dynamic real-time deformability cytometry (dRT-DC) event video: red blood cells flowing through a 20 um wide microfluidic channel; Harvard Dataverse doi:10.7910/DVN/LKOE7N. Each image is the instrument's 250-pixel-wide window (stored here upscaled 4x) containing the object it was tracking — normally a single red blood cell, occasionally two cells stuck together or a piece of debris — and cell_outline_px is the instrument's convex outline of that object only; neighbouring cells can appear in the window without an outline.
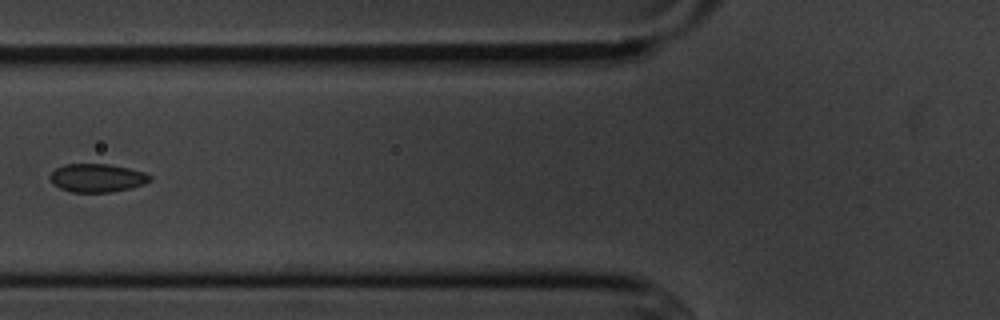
{"species": "common noctule bat (a hibernating species)", "species_latin": "Nyctalus noctula", "temperature_condition": "cold", "stored_images_in_passage": 7, "camera_frame_rate_fps": 3000, "um_per_image_px": 0.085, "animal": {"sex": "male", "body_mass_g": 20.1, "forearm_length_mm": 53.5}, "frame": {"image": 1, "passage_image": 7, "time_ms": 7.0, "image_size_px": [1000, 320], "cell_outline_px": [[152, 180], [144, 184], [132, 188], [112, 192], [72, 192], [60, 188], [52, 184], [48, 176], [56, 168], [64, 164], [108, 164], [128, 168], [144, 172], [152, 176]], "centroid_in_image_um": [8.25, 15.13], "position_along_channel_um": 117.5, "area_um2": 16.65}}